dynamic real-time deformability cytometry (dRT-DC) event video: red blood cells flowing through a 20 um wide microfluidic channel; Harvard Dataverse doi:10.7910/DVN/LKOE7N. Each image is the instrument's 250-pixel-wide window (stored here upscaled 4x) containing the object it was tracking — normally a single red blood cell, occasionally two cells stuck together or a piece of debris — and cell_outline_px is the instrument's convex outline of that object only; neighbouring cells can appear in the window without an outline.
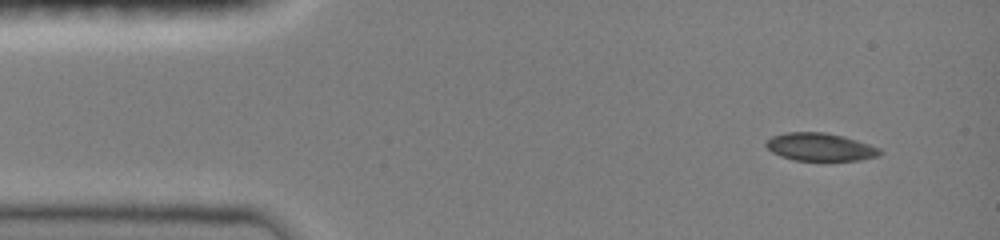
{"species": "common noctule bat (a hibernating species)", "species_latin": "Nyctalus noctula", "temperature_condition": "room temperature", "stored_images_in_passage": 23, "camera_frame_rate_fps": 3000, "um_per_image_px": 0.085, "animal": {"sex": "female", "body_mass_g": 19.0, "forearm_length_mm": 51.5}, "frame": {"image": 1, "passage_image": 1, "time_ms": 0.0, "image_size_px": [1000, 240], "cell_outline_px": [[884, 152], [880, 156], [860, 160], [792, 160], [780, 156], [772, 152], [764, 144], [772, 136], [784, 132], [824, 132], [844, 136], [880, 148]], "centroid_in_image_um": [69.72, 12.49], "position_along_channel_um": 15.3, "area_um2": 18.55}}
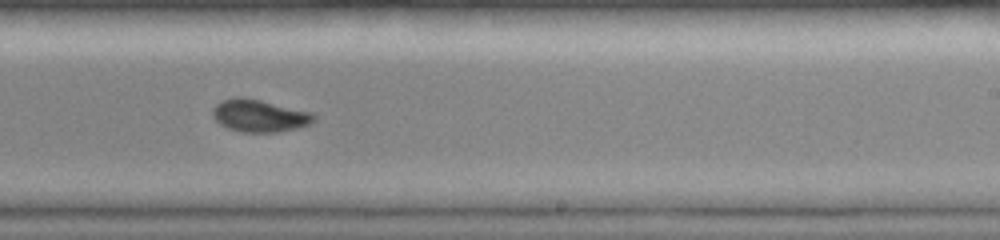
{"frame": {"image": 2, "passage_image": 10, "time_ms": 8.333, "image_size_px": [1000, 240], "cell_outline_px": [[316, 120], [308, 124], [296, 128], [276, 132], [244, 132], [228, 128], [220, 124], [212, 116], [212, 108], [220, 100], [236, 96], [244, 96], [312, 112], [316, 116]], "centroid_in_image_um": [22.02, 9.81], "position_along_channel_um": 267.0, "area_um2": 19.25}}
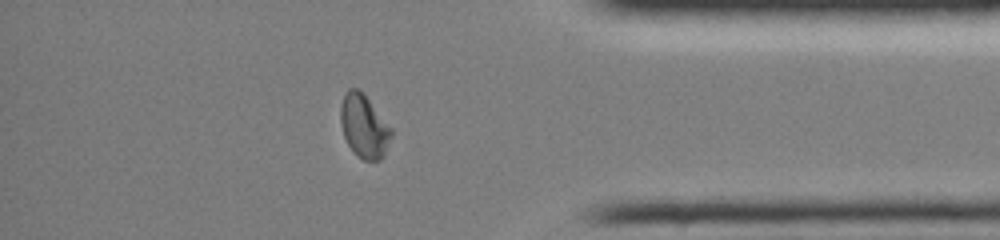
{"frame": {"image": 3, "passage_image": 18, "time_ms": 12.0, "image_size_px": [1000, 240], "cell_outline_px": [[392, 136], [384, 156], [380, 160], [364, 160], [356, 156], [348, 144], [344, 136], [340, 124], [340, 108], [344, 92], [348, 88], [360, 88], [364, 92], [392, 128]], "centroid_in_image_um": [30.94, 10.7], "position_along_channel_um": 404.3, "area_um2": 19.13}, "authors_computed_cell_mechanics": {"area_um2": 19.0162, "velocity_mm_per_s": 4.0575, "shape_relaxation_time_tau1_ms": null, "shape_relaxation_time_tau2_ms": 2.2982, "deformation_change_tau1": null, "deformation_change_tau2": 0.0477}}